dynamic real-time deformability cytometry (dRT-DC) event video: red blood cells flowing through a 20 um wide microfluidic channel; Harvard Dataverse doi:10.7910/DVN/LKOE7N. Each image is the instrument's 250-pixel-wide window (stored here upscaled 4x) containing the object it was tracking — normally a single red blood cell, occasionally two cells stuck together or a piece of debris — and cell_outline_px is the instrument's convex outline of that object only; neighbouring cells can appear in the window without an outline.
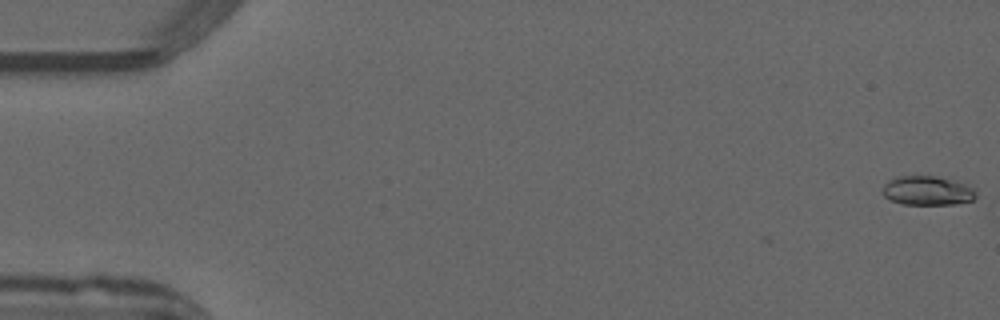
{"species": "common noctule bat (a hibernating species)", "species_latin": "Nyctalus noctula", "temperature_condition": "warm", "stored_images_in_passage": 2, "camera_frame_rate_fps": 3000, "um_per_image_px": 0.085, "animal": {"sex": "male", "forearm_length_mm": 52.5}, "frame": {"image": 1, "passage_image": 2, "time_ms": 0.333, "image_size_px": [1000, 320], "cell_outline_px": [[976, 196], [972, 200], [956, 204], [904, 204], [892, 200], [884, 196], [880, 192], [884, 184], [888, 180], [896, 176], [936, 176], [956, 180], [968, 184], [976, 188]], "centroid_in_image_um": [78.85, 16.19], "position_along_channel_um": 6.2, "area_um2": 16.18}}